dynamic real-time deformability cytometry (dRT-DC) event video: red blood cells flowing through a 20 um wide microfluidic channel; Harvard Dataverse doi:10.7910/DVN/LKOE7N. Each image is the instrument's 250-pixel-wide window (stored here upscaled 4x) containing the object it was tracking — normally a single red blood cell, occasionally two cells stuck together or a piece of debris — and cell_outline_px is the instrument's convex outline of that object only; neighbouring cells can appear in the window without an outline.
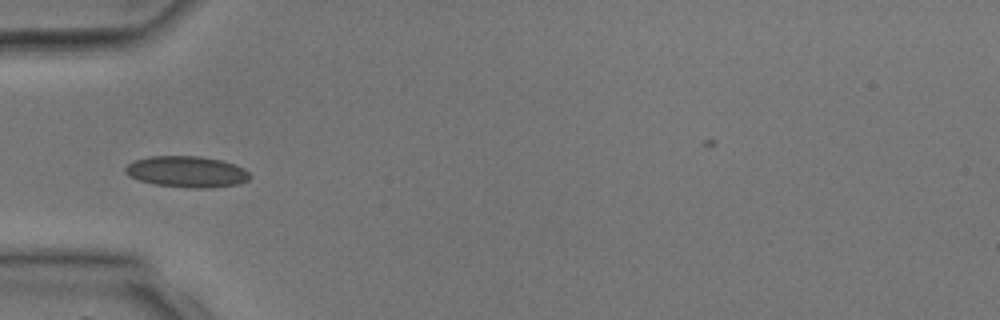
{"species": "common noctule bat (a hibernating species)", "species_latin": "Nyctalus noctula", "temperature_condition": "room temperature", "stored_images_in_passage": 4, "camera_frame_rate_fps": 3000, "um_per_image_px": 0.085, "animal": {"sex": "male", "body_mass_g": 17.9, "forearm_length_mm": 54.2}, "frame": {"image": 1, "passage_image": 4, "time_ms": 4.0, "image_size_px": [1000, 320], "cell_outline_px": [[252, 176], [248, 180], [240, 184], [208, 188], [188, 188], [156, 184], [140, 180], [128, 176], [124, 172], [124, 168], [132, 160], [148, 156], [200, 156], [220, 160], [244, 168]], "centroid_in_image_um": [15.86, 14.59], "position_along_channel_um": 69.1, "area_um2": 22.77}}